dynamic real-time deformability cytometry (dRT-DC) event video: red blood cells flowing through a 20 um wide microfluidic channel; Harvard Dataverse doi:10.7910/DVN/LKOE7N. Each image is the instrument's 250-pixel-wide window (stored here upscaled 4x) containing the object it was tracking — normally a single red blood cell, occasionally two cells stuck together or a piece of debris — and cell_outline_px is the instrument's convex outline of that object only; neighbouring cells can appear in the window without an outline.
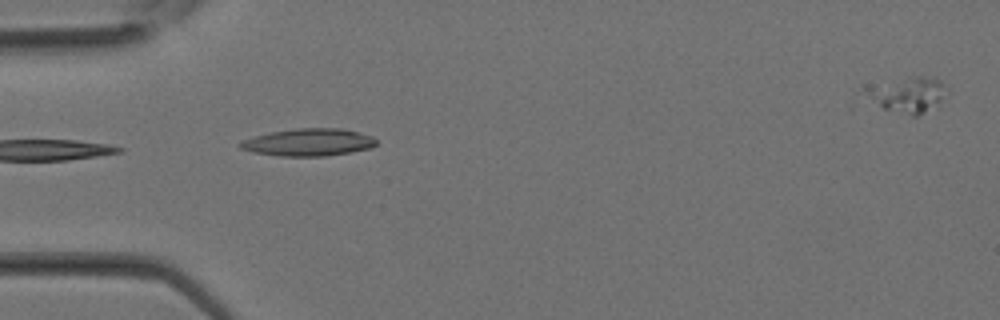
{"species": "Egyptian fruit bat (a non-hibernating species)", "species_latin": "Rousettus aegyptiacus", "temperature_condition": "room temperature", "stored_images_in_passage": 5, "camera_frame_rate_fps": 3000, "um_per_image_px": 0.085, "animal": {"sex": "female"}, "frame": {"image": 1, "passage_image": 1, "time_ms": 0.0, "image_size_px": [1000, 320], "cell_outline_px": [[376, 144], [372, 148], [352, 152], [324, 156], [280, 156], [252, 152], [240, 148], [236, 144], [244, 140], [256, 136], [272, 132], [296, 128], [344, 128], [372, 136], [376, 140]], "centroid_in_image_um": [26.25, 12.1], "position_along_channel_um": 58.8, "area_um2": 21.73}}
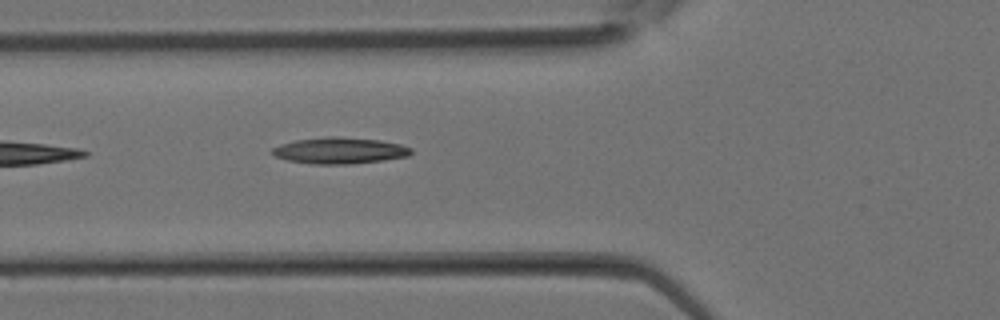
{"frame": {"image": 2, "passage_image": 3, "time_ms": 0.667, "image_size_px": [1000, 320], "cell_outline_px": [[412, 152], [408, 156], [384, 160], [352, 164], [312, 164], [288, 160], [276, 156], [268, 152], [272, 148], [280, 144], [296, 140], [328, 136], [336, 136], [380, 140], [400, 144], [412, 148]], "centroid_in_image_um": [28.86, 12.8], "position_along_channel_um": 96.9, "area_um2": 21.39}}
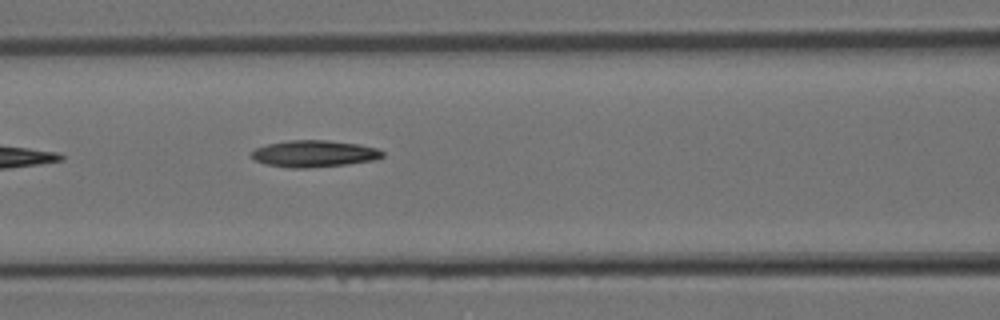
{"frame": {"image": 3, "passage_image": 5, "time_ms": 1.333, "image_size_px": [1000, 320], "cell_outline_px": [[384, 156], [376, 160], [344, 164], [308, 168], [292, 168], [268, 164], [256, 160], [248, 152], [256, 148], [268, 144], [288, 140], [328, 140], [360, 144], [376, 148], [384, 152]], "centroid_in_image_um": [26.72, 13.05], "position_along_channel_um": 139.9, "area_um2": 20.35}}